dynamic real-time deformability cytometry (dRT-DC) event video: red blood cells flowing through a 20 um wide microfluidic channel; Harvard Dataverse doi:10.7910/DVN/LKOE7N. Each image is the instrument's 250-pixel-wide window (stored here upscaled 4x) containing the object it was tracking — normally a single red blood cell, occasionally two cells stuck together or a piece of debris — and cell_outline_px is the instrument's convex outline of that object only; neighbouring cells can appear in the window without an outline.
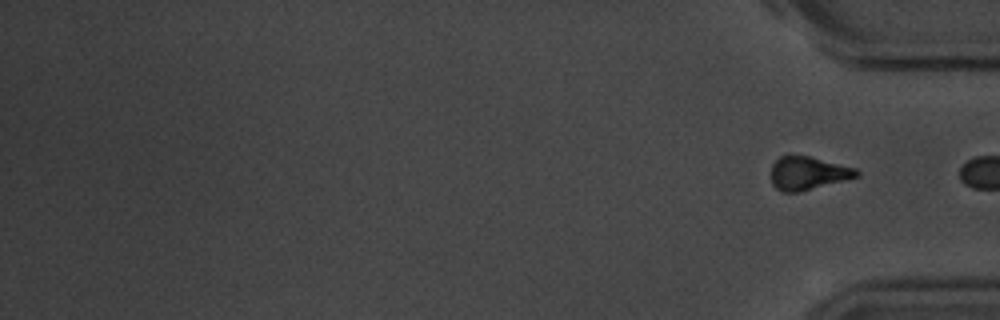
{"species": "common noctule bat (a hibernating species)", "species_latin": "Nyctalus noctula", "temperature_condition": "room temperature", "stored_images_in_passage": 12, "segment_of_instrument_passage": [2, 2], "camera_frame_rate_fps": 3000, "um_per_image_px": 0.085, "animal": {"sex": "male", "body_mass_g": 20.1, "forearm_length_mm": 53.5}, "frame": {"image": 1, "passage_image": 12, "time_ms": 13.667, "image_size_px": [1000, 320], "cell_outline_px": [[860, 176], [800, 192], [784, 192], [776, 188], [772, 184], [772, 164], [780, 156], [808, 156], [856, 168], [860, 172]], "centroid_in_image_um": [68.69, 14.73], "position_along_channel_um": 366.5, "area_um2": 16.42}}